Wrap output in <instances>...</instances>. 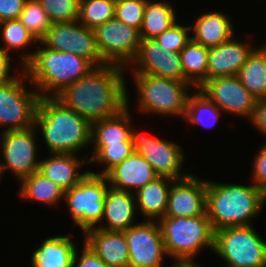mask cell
Here are the masks:
<instances>
[{
    "instance_id": "obj_1",
    "label": "cell",
    "mask_w": 266,
    "mask_h": 267,
    "mask_svg": "<svg viewBox=\"0 0 266 267\" xmlns=\"http://www.w3.org/2000/svg\"><path fill=\"white\" fill-rule=\"evenodd\" d=\"M125 69L113 64L94 67L55 98L90 124L115 116L127 107Z\"/></svg>"
},
{
    "instance_id": "obj_2",
    "label": "cell",
    "mask_w": 266,
    "mask_h": 267,
    "mask_svg": "<svg viewBox=\"0 0 266 267\" xmlns=\"http://www.w3.org/2000/svg\"><path fill=\"white\" fill-rule=\"evenodd\" d=\"M37 44L38 50L20 55V61L40 97H55L94 68L76 54L49 49L40 41Z\"/></svg>"
},
{
    "instance_id": "obj_3",
    "label": "cell",
    "mask_w": 266,
    "mask_h": 267,
    "mask_svg": "<svg viewBox=\"0 0 266 267\" xmlns=\"http://www.w3.org/2000/svg\"><path fill=\"white\" fill-rule=\"evenodd\" d=\"M266 203V193L254 184L207 181L206 214L214 231L252 225Z\"/></svg>"
},
{
    "instance_id": "obj_4",
    "label": "cell",
    "mask_w": 266,
    "mask_h": 267,
    "mask_svg": "<svg viewBox=\"0 0 266 267\" xmlns=\"http://www.w3.org/2000/svg\"><path fill=\"white\" fill-rule=\"evenodd\" d=\"M35 127L50 153L77 154L91 144V124L55 97H40Z\"/></svg>"
},
{
    "instance_id": "obj_5",
    "label": "cell",
    "mask_w": 266,
    "mask_h": 267,
    "mask_svg": "<svg viewBox=\"0 0 266 267\" xmlns=\"http://www.w3.org/2000/svg\"><path fill=\"white\" fill-rule=\"evenodd\" d=\"M167 257L193 262L203 248L214 250L215 231L207 215L162 217L159 221Z\"/></svg>"
},
{
    "instance_id": "obj_6",
    "label": "cell",
    "mask_w": 266,
    "mask_h": 267,
    "mask_svg": "<svg viewBox=\"0 0 266 267\" xmlns=\"http://www.w3.org/2000/svg\"><path fill=\"white\" fill-rule=\"evenodd\" d=\"M133 77L138 92V110L164 117H184L189 89L193 87L189 82L145 74H132Z\"/></svg>"
},
{
    "instance_id": "obj_7",
    "label": "cell",
    "mask_w": 266,
    "mask_h": 267,
    "mask_svg": "<svg viewBox=\"0 0 266 267\" xmlns=\"http://www.w3.org/2000/svg\"><path fill=\"white\" fill-rule=\"evenodd\" d=\"M253 225L215 231L214 250L223 267H266V242Z\"/></svg>"
},
{
    "instance_id": "obj_8",
    "label": "cell",
    "mask_w": 266,
    "mask_h": 267,
    "mask_svg": "<svg viewBox=\"0 0 266 267\" xmlns=\"http://www.w3.org/2000/svg\"><path fill=\"white\" fill-rule=\"evenodd\" d=\"M26 79L29 78L23 69L12 80L0 85V127L3 132L35 126L40 95L32 83V89H26Z\"/></svg>"
},
{
    "instance_id": "obj_9",
    "label": "cell",
    "mask_w": 266,
    "mask_h": 267,
    "mask_svg": "<svg viewBox=\"0 0 266 267\" xmlns=\"http://www.w3.org/2000/svg\"><path fill=\"white\" fill-rule=\"evenodd\" d=\"M109 187L105 175L89 171L77 185L65 191L64 200L74 225L79 226L83 232L102 222L104 201Z\"/></svg>"
},
{
    "instance_id": "obj_10",
    "label": "cell",
    "mask_w": 266,
    "mask_h": 267,
    "mask_svg": "<svg viewBox=\"0 0 266 267\" xmlns=\"http://www.w3.org/2000/svg\"><path fill=\"white\" fill-rule=\"evenodd\" d=\"M40 42L49 49L85 58L94 67L107 65L99 52L94 30L85 27L78 20L52 23Z\"/></svg>"
},
{
    "instance_id": "obj_11",
    "label": "cell",
    "mask_w": 266,
    "mask_h": 267,
    "mask_svg": "<svg viewBox=\"0 0 266 267\" xmlns=\"http://www.w3.org/2000/svg\"><path fill=\"white\" fill-rule=\"evenodd\" d=\"M94 33L104 61L128 68L138 52L139 30L114 18L96 27Z\"/></svg>"
},
{
    "instance_id": "obj_12",
    "label": "cell",
    "mask_w": 266,
    "mask_h": 267,
    "mask_svg": "<svg viewBox=\"0 0 266 267\" xmlns=\"http://www.w3.org/2000/svg\"><path fill=\"white\" fill-rule=\"evenodd\" d=\"M133 150L138 152L153 168L158 176L174 180L183 179L190 173H181L184 164V153L178 143L157 137H147L131 129Z\"/></svg>"
},
{
    "instance_id": "obj_13",
    "label": "cell",
    "mask_w": 266,
    "mask_h": 267,
    "mask_svg": "<svg viewBox=\"0 0 266 267\" xmlns=\"http://www.w3.org/2000/svg\"><path fill=\"white\" fill-rule=\"evenodd\" d=\"M32 126L24 130L1 131V163L3 172L10 170L20 182L25 177L39 170L40 160H37V144L35 130Z\"/></svg>"
},
{
    "instance_id": "obj_14",
    "label": "cell",
    "mask_w": 266,
    "mask_h": 267,
    "mask_svg": "<svg viewBox=\"0 0 266 267\" xmlns=\"http://www.w3.org/2000/svg\"><path fill=\"white\" fill-rule=\"evenodd\" d=\"M123 233L129 247L128 267H163L167 254L158 221L144 220Z\"/></svg>"
},
{
    "instance_id": "obj_15",
    "label": "cell",
    "mask_w": 266,
    "mask_h": 267,
    "mask_svg": "<svg viewBox=\"0 0 266 267\" xmlns=\"http://www.w3.org/2000/svg\"><path fill=\"white\" fill-rule=\"evenodd\" d=\"M198 90L226 114L251 120L257 99L244 87L238 76L207 79Z\"/></svg>"
},
{
    "instance_id": "obj_16",
    "label": "cell",
    "mask_w": 266,
    "mask_h": 267,
    "mask_svg": "<svg viewBox=\"0 0 266 267\" xmlns=\"http://www.w3.org/2000/svg\"><path fill=\"white\" fill-rule=\"evenodd\" d=\"M130 66L131 74L153 75L188 82L184 77L179 53L165 51L155 39H141L138 52L128 67Z\"/></svg>"
},
{
    "instance_id": "obj_17",
    "label": "cell",
    "mask_w": 266,
    "mask_h": 267,
    "mask_svg": "<svg viewBox=\"0 0 266 267\" xmlns=\"http://www.w3.org/2000/svg\"><path fill=\"white\" fill-rule=\"evenodd\" d=\"M207 180L189 176L174 180L165 216L194 217L206 214Z\"/></svg>"
},
{
    "instance_id": "obj_18",
    "label": "cell",
    "mask_w": 266,
    "mask_h": 267,
    "mask_svg": "<svg viewBox=\"0 0 266 267\" xmlns=\"http://www.w3.org/2000/svg\"><path fill=\"white\" fill-rule=\"evenodd\" d=\"M105 177L110 187L135 194L158 175L138 152L133 151L129 157L111 168Z\"/></svg>"
},
{
    "instance_id": "obj_19",
    "label": "cell",
    "mask_w": 266,
    "mask_h": 267,
    "mask_svg": "<svg viewBox=\"0 0 266 267\" xmlns=\"http://www.w3.org/2000/svg\"><path fill=\"white\" fill-rule=\"evenodd\" d=\"M255 48L248 42L236 40L234 36L209 48L207 79L237 75Z\"/></svg>"
},
{
    "instance_id": "obj_20",
    "label": "cell",
    "mask_w": 266,
    "mask_h": 267,
    "mask_svg": "<svg viewBox=\"0 0 266 267\" xmlns=\"http://www.w3.org/2000/svg\"><path fill=\"white\" fill-rule=\"evenodd\" d=\"M84 243L107 267H128L129 247L123 231L91 228L84 233Z\"/></svg>"
},
{
    "instance_id": "obj_21",
    "label": "cell",
    "mask_w": 266,
    "mask_h": 267,
    "mask_svg": "<svg viewBox=\"0 0 266 267\" xmlns=\"http://www.w3.org/2000/svg\"><path fill=\"white\" fill-rule=\"evenodd\" d=\"M102 222L106 224L97 226L108 231H124L132 227L137 213L135 195L128 191L108 188L104 201ZM106 225V226H105Z\"/></svg>"
},
{
    "instance_id": "obj_22",
    "label": "cell",
    "mask_w": 266,
    "mask_h": 267,
    "mask_svg": "<svg viewBox=\"0 0 266 267\" xmlns=\"http://www.w3.org/2000/svg\"><path fill=\"white\" fill-rule=\"evenodd\" d=\"M51 157L40 160L39 172L59 185L64 191L77 185L89 171L80 174V167L89 164L86 159H78L76 154L51 153Z\"/></svg>"
},
{
    "instance_id": "obj_23",
    "label": "cell",
    "mask_w": 266,
    "mask_h": 267,
    "mask_svg": "<svg viewBox=\"0 0 266 267\" xmlns=\"http://www.w3.org/2000/svg\"><path fill=\"white\" fill-rule=\"evenodd\" d=\"M191 30L192 39L207 48L230 40L235 33L230 17L219 11L201 14L191 25Z\"/></svg>"
},
{
    "instance_id": "obj_24",
    "label": "cell",
    "mask_w": 266,
    "mask_h": 267,
    "mask_svg": "<svg viewBox=\"0 0 266 267\" xmlns=\"http://www.w3.org/2000/svg\"><path fill=\"white\" fill-rule=\"evenodd\" d=\"M173 181L172 178L158 176L134 194L137 211L143 214L146 220L159 221L165 216Z\"/></svg>"
},
{
    "instance_id": "obj_25",
    "label": "cell",
    "mask_w": 266,
    "mask_h": 267,
    "mask_svg": "<svg viewBox=\"0 0 266 267\" xmlns=\"http://www.w3.org/2000/svg\"><path fill=\"white\" fill-rule=\"evenodd\" d=\"M67 236H53L45 239L32 253V267H72L76 245Z\"/></svg>"
},
{
    "instance_id": "obj_26",
    "label": "cell",
    "mask_w": 266,
    "mask_h": 267,
    "mask_svg": "<svg viewBox=\"0 0 266 267\" xmlns=\"http://www.w3.org/2000/svg\"><path fill=\"white\" fill-rule=\"evenodd\" d=\"M129 99L127 107L115 116L105 118L91 124V144L109 145L120 142H131V112L129 111Z\"/></svg>"
},
{
    "instance_id": "obj_27",
    "label": "cell",
    "mask_w": 266,
    "mask_h": 267,
    "mask_svg": "<svg viewBox=\"0 0 266 267\" xmlns=\"http://www.w3.org/2000/svg\"><path fill=\"white\" fill-rule=\"evenodd\" d=\"M177 21L176 11L172 3L147 0L142 27L139 31L140 38L155 39Z\"/></svg>"
},
{
    "instance_id": "obj_28",
    "label": "cell",
    "mask_w": 266,
    "mask_h": 267,
    "mask_svg": "<svg viewBox=\"0 0 266 267\" xmlns=\"http://www.w3.org/2000/svg\"><path fill=\"white\" fill-rule=\"evenodd\" d=\"M237 76L257 100L266 98V48L264 46H258L252 51Z\"/></svg>"
},
{
    "instance_id": "obj_29",
    "label": "cell",
    "mask_w": 266,
    "mask_h": 267,
    "mask_svg": "<svg viewBox=\"0 0 266 267\" xmlns=\"http://www.w3.org/2000/svg\"><path fill=\"white\" fill-rule=\"evenodd\" d=\"M19 195L30 201L57 206L64 199L65 191L39 171L25 177L20 182ZM54 204V205H53Z\"/></svg>"
},
{
    "instance_id": "obj_30",
    "label": "cell",
    "mask_w": 266,
    "mask_h": 267,
    "mask_svg": "<svg viewBox=\"0 0 266 267\" xmlns=\"http://www.w3.org/2000/svg\"><path fill=\"white\" fill-rule=\"evenodd\" d=\"M179 55L185 79L198 89L207 80L209 48L191 38Z\"/></svg>"
},
{
    "instance_id": "obj_31",
    "label": "cell",
    "mask_w": 266,
    "mask_h": 267,
    "mask_svg": "<svg viewBox=\"0 0 266 267\" xmlns=\"http://www.w3.org/2000/svg\"><path fill=\"white\" fill-rule=\"evenodd\" d=\"M196 90L197 89H195V92H190L187 98L183 119L186 118L187 122H190L193 125L200 124V126L211 128L218 122L222 111L203 93L199 90L196 92Z\"/></svg>"
},
{
    "instance_id": "obj_32",
    "label": "cell",
    "mask_w": 266,
    "mask_h": 267,
    "mask_svg": "<svg viewBox=\"0 0 266 267\" xmlns=\"http://www.w3.org/2000/svg\"><path fill=\"white\" fill-rule=\"evenodd\" d=\"M116 0H79L78 21L89 29L114 19Z\"/></svg>"
},
{
    "instance_id": "obj_33",
    "label": "cell",
    "mask_w": 266,
    "mask_h": 267,
    "mask_svg": "<svg viewBox=\"0 0 266 267\" xmlns=\"http://www.w3.org/2000/svg\"><path fill=\"white\" fill-rule=\"evenodd\" d=\"M94 151L89 163H101L104 169L101 172L95 173L98 175H105L115 165L121 163L124 159L129 157L133 150L132 142H120V144L109 145H94Z\"/></svg>"
},
{
    "instance_id": "obj_34",
    "label": "cell",
    "mask_w": 266,
    "mask_h": 267,
    "mask_svg": "<svg viewBox=\"0 0 266 267\" xmlns=\"http://www.w3.org/2000/svg\"><path fill=\"white\" fill-rule=\"evenodd\" d=\"M19 21L39 42L52 25L47 13L38 0H26Z\"/></svg>"
},
{
    "instance_id": "obj_35",
    "label": "cell",
    "mask_w": 266,
    "mask_h": 267,
    "mask_svg": "<svg viewBox=\"0 0 266 267\" xmlns=\"http://www.w3.org/2000/svg\"><path fill=\"white\" fill-rule=\"evenodd\" d=\"M0 34L5 43L2 48L9 56H11V50L19 51L30 46L32 42L34 45L38 43L19 19L0 22Z\"/></svg>"
},
{
    "instance_id": "obj_36",
    "label": "cell",
    "mask_w": 266,
    "mask_h": 267,
    "mask_svg": "<svg viewBox=\"0 0 266 267\" xmlns=\"http://www.w3.org/2000/svg\"><path fill=\"white\" fill-rule=\"evenodd\" d=\"M52 23L74 22L79 18V0H38Z\"/></svg>"
},
{
    "instance_id": "obj_37",
    "label": "cell",
    "mask_w": 266,
    "mask_h": 267,
    "mask_svg": "<svg viewBox=\"0 0 266 267\" xmlns=\"http://www.w3.org/2000/svg\"><path fill=\"white\" fill-rule=\"evenodd\" d=\"M147 0H116L114 18L140 31Z\"/></svg>"
},
{
    "instance_id": "obj_38",
    "label": "cell",
    "mask_w": 266,
    "mask_h": 267,
    "mask_svg": "<svg viewBox=\"0 0 266 267\" xmlns=\"http://www.w3.org/2000/svg\"><path fill=\"white\" fill-rule=\"evenodd\" d=\"M191 25L184 26L175 22L168 30H165L155 40L165 50L171 52H180L185 45L191 40L189 36Z\"/></svg>"
},
{
    "instance_id": "obj_39",
    "label": "cell",
    "mask_w": 266,
    "mask_h": 267,
    "mask_svg": "<svg viewBox=\"0 0 266 267\" xmlns=\"http://www.w3.org/2000/svg\"><path fill=\"white\" fill-rule=\"evenodd\" d=\"M258 153V154H257ZM253 161L251 180L253 184L266 193V143L257 151Z\"/></svg>"
},
{
    "instance_id": "obj_40",
    "label": "cell",
    "mask_w": 266,
    "mask_h": 267,
    "mask_svg": "<svg viewBox=\"0 0 266 267\" xmlns=\"http://www.w3.org/2000/svg\"><path fill=\"white\" fill-rule=\"evenodd\" d=\"M78 248L73 256L72 267H107L106 264L84 243L81 256H78Z\"/></svg>"
},
{
    "instance_id": "obj_41",
    "label": "cell",
    "mask_w": 266,
    "mask_h": 267,
    "mask_svg": "<svg viewBox=\"0 0 266 267\" xmlns=\"http://www.w3.org/2000/svg\"><path fill=\"white\" fill-rule=\"evenodd\" d=\"M26 0H0V22L18 19Z\"/></svg>"
},
{
    "instance_id": "obj_42",
    "label": "cell",
    "mask_w": 266,
    "mask_h": 267,
    "mask_svg": "<svg viewBox=\"0 0 266 267\" xmlns=\"http://www.w3.org/2000/svg\"><path fill=\"white\" fill-rule=\"evenodd\" d=\"M253 126L266 136V98L257 100L254 114L250 120Z\"/></svg>"
},
{
    "instance_id": "obj_43",
    "label": "cell",
    "mask_w": 266,
    "mask_h": 267,
    "mask_svg": "<svg viewBox=\"0 0 266 267\" xmlns=\"http://www.w3.org/2000/svg\"><path fill=\"white\" fill-rule=\"evenodd\" d=\"M11 57L0 46V85L6 84L12 80L16 75L11 73Z\"/></svg>"
},
{
    "instance_id": "obj_44",
    "label": "cell",
    "mask_w": 266,
    "mask_h": 267,
    "mask_svg": "<svg viewBox=\"0 0 266 267\" xmlns=\"http://www.w3.org/2000/svg\"><path fill=\"white\" fill-rule=\"evenodd\" d=\"M169 267H204L201 264H197V262H174Z\"/></svg>"
},
{
    "instance_id": "obj_45",
    "label": "cell",
    "mask_w": 266,
    "mask_h": 267,
    "mask_svg": "<svg viewBox=\"0 0 266 267\" xmlns=\"http://www.w3.org/2000/svg\"><path fill=\"white\" fill-rule=\"evenodd\" d=\"M3 173V170H2V165H1V162H0V179H1V174Z\"/></svg>"
}]
</instances>
